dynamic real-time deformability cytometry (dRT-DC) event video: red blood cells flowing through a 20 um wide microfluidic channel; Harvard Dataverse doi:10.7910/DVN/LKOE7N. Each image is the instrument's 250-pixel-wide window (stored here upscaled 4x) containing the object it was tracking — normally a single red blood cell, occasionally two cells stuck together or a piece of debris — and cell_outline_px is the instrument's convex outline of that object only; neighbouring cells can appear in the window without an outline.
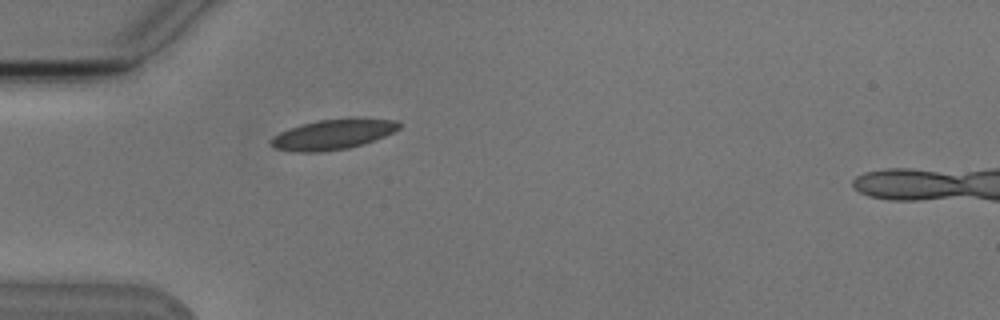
{"species": "Egyptian fruit bat (a non-hibernating species)", "species_latin": "Rousettus aegyptiacus", "temperature_condition": "cold", "stored_images_in_passage": 1, "camera_frame_rate_fps": 3000, "um_per_image_px": 0.085, "animal": {"sex": "male"}, "frame": {"image": 1, "passage_image": 1, "time_ms": 0.0, "image_size_px": [1000, 320], "cell_outline_px": [[400, 128], [384, 136], [364, 144], [348, 148], [320, 152], [296, 152], [272, 148], [268, 144], [268, 140], [272, 136], [288, 128], [300, 124], [320, 120], [352, 116], [360, 116], [396, 120], [400, 124]], "centroid_in_image_um": [28.28, 11.4], "position_along_channel_um": 56.7, "area_um2": 23.29}}